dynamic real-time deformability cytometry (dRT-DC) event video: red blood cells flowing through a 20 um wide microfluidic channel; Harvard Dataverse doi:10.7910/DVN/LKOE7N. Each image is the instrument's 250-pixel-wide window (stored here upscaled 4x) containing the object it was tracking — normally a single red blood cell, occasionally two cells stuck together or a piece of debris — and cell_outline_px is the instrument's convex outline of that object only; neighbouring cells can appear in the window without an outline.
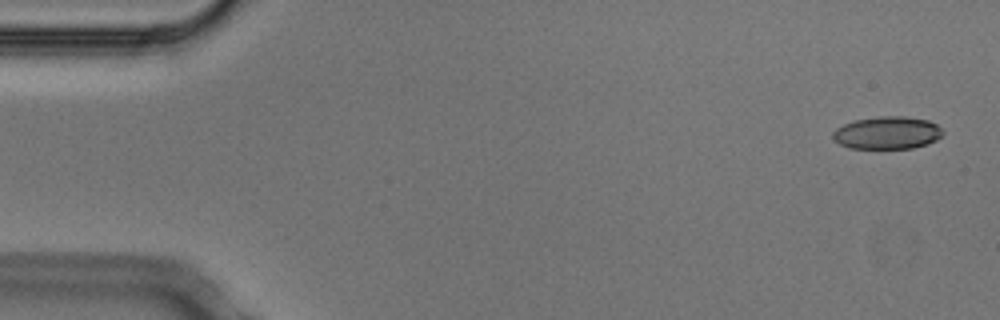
{"species": "Egyptian fruit bat (a non-hibernating species)", "species_latin": "Rousettus aegyptiacus", "temperature_condition": "cold", "stored_images_in_passage": 8, "camera_frame_rate_fps": 3000, "um_per_image_px": 0.085, "animal": {"sex": "male"}, "frame": {"image": 1, "passage_image": 1, "time_ms": 0.0, "image_size_px": [1000, 320], "cell_outline_px": [[944, 132], [936, 140], [928, 144], [912, 148], [848, 148], [840, 144], [832, 136], [832, 132], [836, 128], [844, 124], [856, 120], [880, 116], [904, 116], [928, 120], [936, 124]], "centroid_in_image_um": [75.42, 11.29], "position_along_channel_um": 9.6, "area_um2": 20.81}}
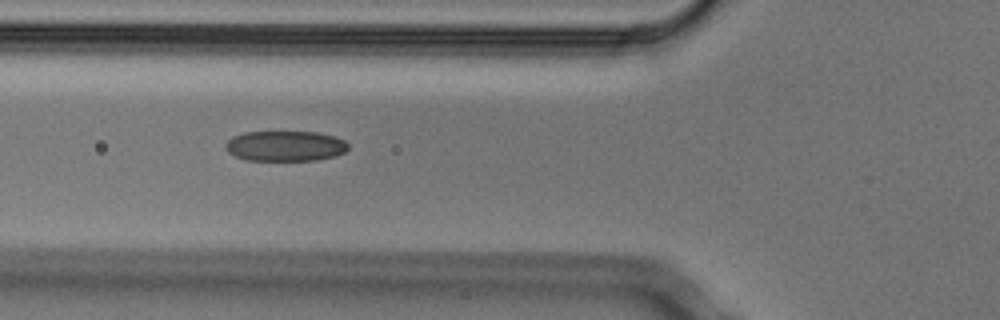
{"frame": {"image": 2, "passage_image": 6, "time_ms": 1.667, "image_size_px": [1000, 320], "cell_outline_px": [[348, 148], [344, 152], [336, 156], [316, 160], [248, 160], [236, 156], [228, 152], [224, 148], [224, 144], [232, 136], [244, 132], [320, 132], [336, 136], [344, 140], [348, 144]], "centroid_in_image_um": [24.25, 12.4], "position_along_channel_um": 101.5, "area_um2": 21.85}}